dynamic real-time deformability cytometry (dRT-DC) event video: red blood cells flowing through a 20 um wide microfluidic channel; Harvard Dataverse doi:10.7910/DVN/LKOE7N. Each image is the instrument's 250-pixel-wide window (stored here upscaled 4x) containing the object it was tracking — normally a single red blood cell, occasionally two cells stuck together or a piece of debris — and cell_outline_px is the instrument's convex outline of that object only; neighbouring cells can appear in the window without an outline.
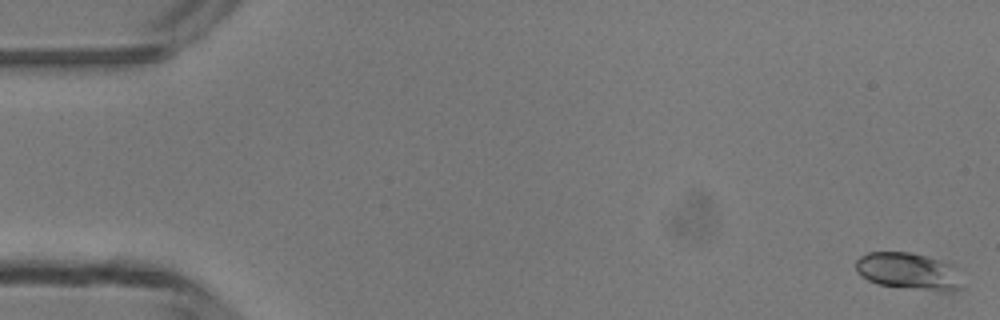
{"species": "common noctule bat (a hibernating species)", "species_latin": "Nyctalus noctula", "temperature_condition": "room temperature", "stored_images_in_passage": 6, "camera_frame_rate_fps": 3000, "um_per_image_px": 0.085, "animal": {"sex": "male", "body_mass_g": 13.3}, "frame": {"image": 1, "passage_image": 1, "time_ms": 0.0, "image_size_px": [1000, 320], "cell_outline_px": [[964, 288], [948, 292], [940, 292], [880, 284], [868, 280], [860, 276], [856, 272], [856, 260], [860, 256], [868, 252], [908, 252], [940, 260], [952, 264], [956, 268]], "centroid_in_image_um": [77.25, 23.07], "position_along_channel_um": 7.7, "area_um2": 23.06}}
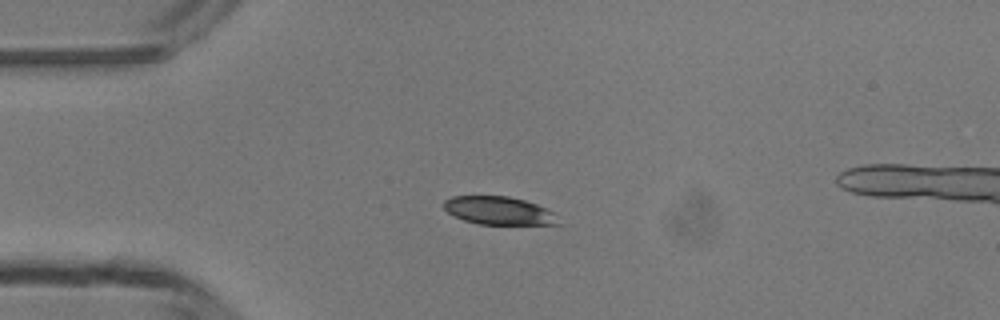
{"frame": {"image": 2, "passage_image": 4, "time_ms": 3.667, "image_size_px": [1000, 320], "cell_outline_px": [[560, 224], [480, 224], [464, 220], [448, 212], [444, 208], [444, 200], [452, 196], [508, 196], [524, 200], [536, 204], [552, 212]], "centroid_in_image_um": [42.36, 17.89], "position_along_channel_um": 42.6, "area_um2": 18.38}}
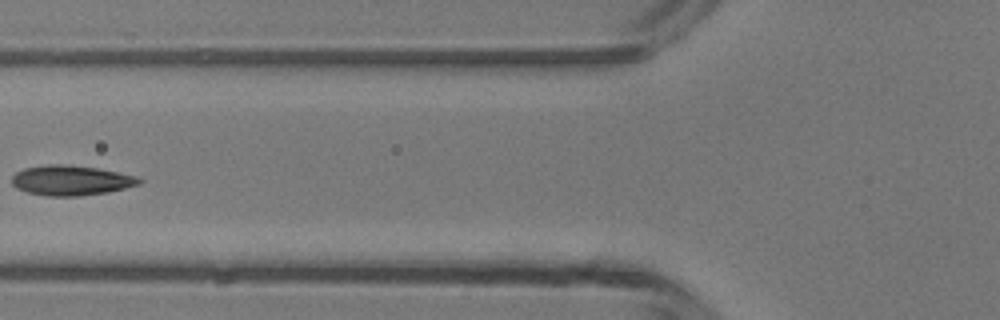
{"frame": {"image": 3, "passage_image": 6, "time_ms": 6.0, "image_size_px": [1000, 320], "cell_outline_px": [[144, 180], [140, 184], [108, 192], [80, 196], [48, 196], [28, 192], [16, 188], [12, 184], [12, 176], [16, 172], [24, 168], [48, 164], [64, 164], [96, 168], [136, 176]], "centroid_in_image_um": [6.02, 15.33], "position_along_channel_um": 119.8, "area_um2": 22.2}}